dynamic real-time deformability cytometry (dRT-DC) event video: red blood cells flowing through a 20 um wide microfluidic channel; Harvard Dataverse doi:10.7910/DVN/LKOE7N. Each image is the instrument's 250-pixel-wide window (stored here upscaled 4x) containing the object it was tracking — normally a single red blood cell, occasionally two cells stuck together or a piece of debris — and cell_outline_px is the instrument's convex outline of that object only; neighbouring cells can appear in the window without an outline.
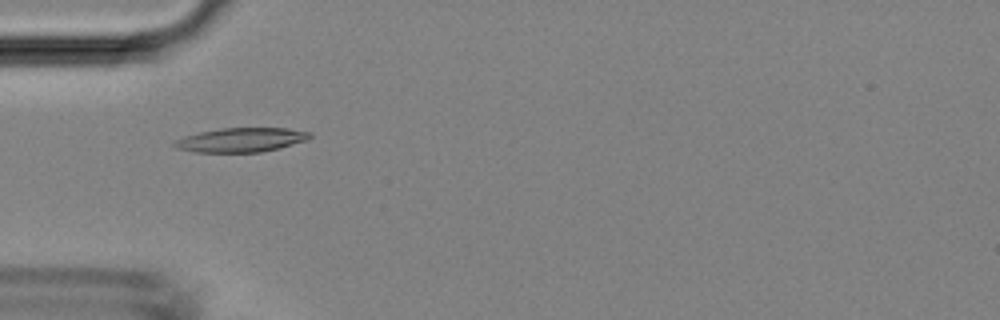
{"species": "Egyptian fruit bat (a non-hibernating species)", "species_latin": "Rousettus aegyptiacus", "temperature_condition": "room temperature", "stored_images_in_passage": 48, "camera_frame_rate_fps": 3000, "um_per_image_px": 0.085, "animal": {"sex": "female"}, "frame": {"image": 1, "passage_image": 15, "time_ms": 4.667, "image_size_px": [1000, 320], "cell_outline_px": [[312, 136], [308, 140], [280, 148], [260, 152], [196, 152], [176, 148], [172, 144], [176, 140], [184, 136], [200, 132], [220, 128], [288, 128], [312, 132]], "centroid_in_image_um": [20.53, 11.89], "position_along_channel_um": 64.5, "area_um2": 19.19}}
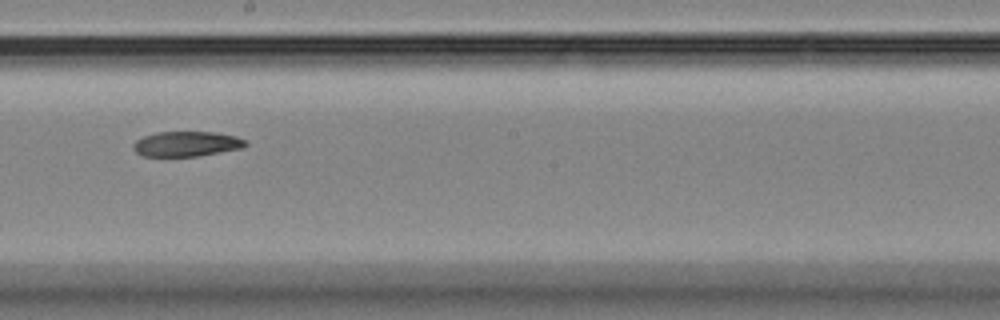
{"frame": {"image": 2, "passage_image": 27, "time_ms": 8.667, "image_size_px": [1000, 320], "cell_outline_px": [[248, 144], [244, 148], [200, 156], [140, 156], [132, 148], [132, 144], [136, 140], [144, 136], [156, 132], [216, 132], [236, 136], [244, 140]], "centroid_in_image_um": [15.86, 12.24], "position_along_channel_um": 232.3, "area_um2": 16.59}}
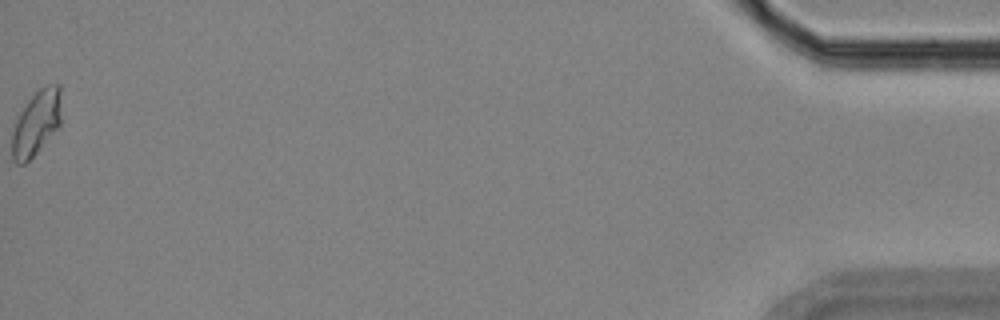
{"frame": {"image": 3, "passage_image": 48, "time_ms": 15.667, "image_size_px": [1000, 320], "cell_outline_px": [[60, 124], [36, 152], [24, 164], [16, 164], [12, 160], [12, 132], [16, 120], [20, 112], [28, 100], [40, 88], [48, 84], [60, 84]], "centroid_in_image_um": [3.06, 10.44], "position_along_channel_um": 432.1, "area_um2": 18.26}}